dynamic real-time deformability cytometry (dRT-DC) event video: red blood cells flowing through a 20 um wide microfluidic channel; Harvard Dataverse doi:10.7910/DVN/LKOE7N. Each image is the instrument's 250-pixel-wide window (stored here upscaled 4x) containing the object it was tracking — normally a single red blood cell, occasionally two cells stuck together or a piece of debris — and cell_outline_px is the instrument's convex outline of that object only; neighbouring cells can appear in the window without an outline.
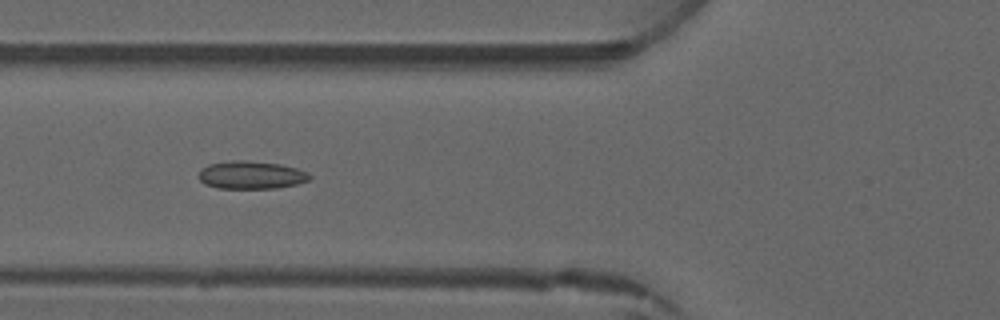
{"species": "common noctule bat (a hibernating species)", "species_latin": "Nyctalus noctula", "temperature_condition": "warm", "stored_images_in_passage": 7, "camera_frame_rate_fps": 3000, "um_per_image_px": 0.085, "animal": {"sex": "male", "forearm_length_mm": 52.5}, "frame": {"image": 1, "passage_image": 5, "time_ms": 4.667, "image_size_px": [1000, 320], "cell_outline_px": [[312, 176], [308, 180], [296, 184], [276, 188], [216, 188], [204, 184], [196, 176], [200, 168], [208, 164], [232, 160], [248, 160], [280, 164], [296, 168], [308, 172]], "centroid_in_image_um": [21.29, 14.87], "position_along_channel_um": 104.5, "area_um2": 18.26}}